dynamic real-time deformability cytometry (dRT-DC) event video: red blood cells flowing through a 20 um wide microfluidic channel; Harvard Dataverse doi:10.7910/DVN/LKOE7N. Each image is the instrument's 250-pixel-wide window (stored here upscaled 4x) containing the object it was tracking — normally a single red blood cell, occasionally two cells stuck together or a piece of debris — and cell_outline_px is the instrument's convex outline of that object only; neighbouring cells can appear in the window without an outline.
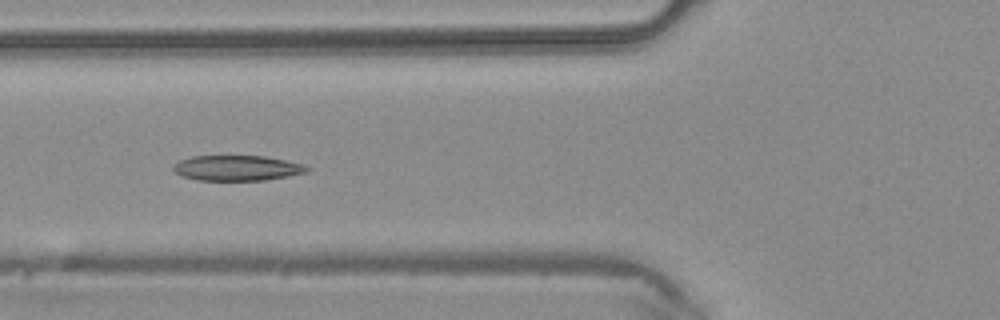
{"species": "common noctule bat (a hibernating species)", "species_latin": "Nyctalus noctula", "temperature_condition": "warm", "stored_images_in_passage": 6, "camera_frame_rate_fps": 3000, "um_per_image_px": 0.085, "animal": {"sex": "male", "body_mass_g": 20.4}, "frame": {"image": 1, "passage_image": 6, "time_ms": 1.667, "image_size_px": [1000, 320], "cell_outline_px": [[312, 168], [308, 172], [288, 176], [264, 180], [196, 180], [180, 176], [172, 168], [180, 160], [192, 156], [264, 156], [284, 160], [300, 164]], "centroid_in_image_um": [20.14, 14.29], "position_along_channel_um": 105.7, "area_um2": 19.59}}